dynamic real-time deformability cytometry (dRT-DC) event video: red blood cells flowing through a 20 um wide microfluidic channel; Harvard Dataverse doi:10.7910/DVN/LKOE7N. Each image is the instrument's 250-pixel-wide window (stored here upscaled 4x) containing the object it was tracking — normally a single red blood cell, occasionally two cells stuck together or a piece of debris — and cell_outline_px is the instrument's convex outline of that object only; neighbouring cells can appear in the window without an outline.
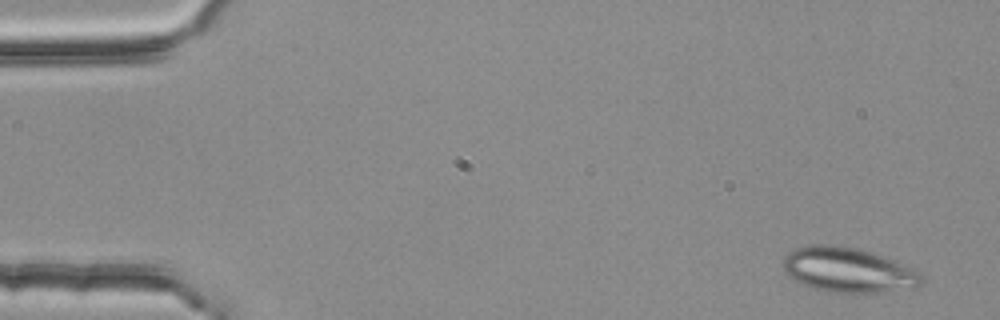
{"species": "common noctule bat (a hibernating species)", "species_latin": "Nyctalus noctula", "temperature_condition": "room temperature", "stored_images_in_passage": 4, "camera_frame_rate_fps": 3000, "um_per_image_px": 0.085, "animal": {"sex": "female", "body_mass_g": 25.1}, "frame": {"image": 1, "passage_image": 1, "time_ms": 0.0, "image_size_px": [1000, 320], "cell_outline_px": [[924, 284], [920, 288], [876, 292], [828, 292], [812, 288], [788, 276], [784, 272], [780, 264], [784, 256], [800, 248], [812, 244], [828, 244], [852, 248], [868, 252], [892, 260], [916, 272], [924, 280]], "centroid_in_image_um": [72.05, 22.97], "position_along_channel_um": 13.0, "area_um2": 35.6}}